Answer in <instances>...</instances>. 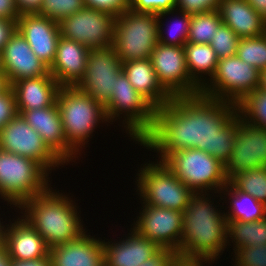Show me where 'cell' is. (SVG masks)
Returning a JSON list of instances; mask_svg holds the SVG:
<instances>
[{"label": "cell", "instance_id": "6da1fadb", "mask_svg": "<svg viewBox=\"0 0 266 266\" xmlns=\"http://www.w3.org/2000/svg\"><path fill=\"white\" fill-rule=\"evenodd\" d=\"M237 130L235 104L197 94L174 97L156 109L153 127L139 142L159 152L161 162L170 153L197 148L225 165Z\"/></svg>", "mask_w": 266, "mask_h": 266}, {"label": "cell", "instance_id": "7a4b0ae2", "mask_svg": "<svg viewBox=\"0 0 266 266\" xmlns=\"http://www.w3.org/2000/svg\"><path fill=\"white\" fill-rule=\"evenodd\" d=\"M204 195L207 194H194L183 212L182 238L177 251L181 262L211 264L229 244L224 212L222 215L216 210Z\"/></svg>", "mask_w": 266, "mask_h": 266}, {"label": "cell", "instance_id": "3957f363", "mask_svg": "<svg viewBox=\"0 0 266 266\" xmlns=\"http://www.w3.org/2000/svg\"><path fill=\"white\" fill-rule=\"evenodd\" d=\"M73 202L49 188L26 200L19 208L25 210L21 217L41 235L50 249L75 241L85 233Z\"/></svg>", "mask_w": 266, "mask_h": 266}, {"label": "cell", "instance_id": "277c9868", "mask_svg": "<svg viewBox=\"0 0 266 266\" xmlns=\"http://www.w3.org/2000/svg\"><path fill=\"white\" fill-rule=\"evenodd\" d=\"M56 104L67 140V162H70L77 157L81 146L89 142L88 137L97 123L109 121L105 108L76 86H61Z\"/></svg>", "mask_w": 266, "mask_h": 266}, {"label": "cell", "instance_id": "5b68a950", "mask_svg": "<svg viewBox=\"0 0 266 266\" xmlns=\"http://www.w3.org/2000/svg\"><path fill=\"white\" fill-rule=\"evenodd\" d=\"M48 172L36 160L0 149V197L19 207L50 188Z\"/></svg>", "mask_w": 266, "mask_h": 266}, {"label": "cell", "instance_id": "8992f818", "mask_svg": "<svg viewBox=\"0 0 266 266\" xmlns=\"http://www.w3.org/2000/svg\"><path fill=\"white\" fill-rule=\"evenodd\" d=\"M158 14L127 9L116 17L112 46L121 62L150 58L158 43Z\"/></svg>", "mask_w": 266, "mask_h": 266}, {"label": "cell", "instance_id": "52a82bcc", "mask_svg": "<svg viewBox=\"0 0 266 266\" xmlns=\"http://www.w3.org/2000/svg\"><path fill=\"white\" fill-rule=\"evenodd\" d=\"M162 162L195 194H207L208 190L218 193L229 182L224 164L197 148L170 153Z\"/></svg>", "mask_w": 266, "mask_h": 266}, {"label": "cell", "instance_id": "ba28073f", "mask_svg": "<svg viewBox=\"0 0 266 266\" xmlns=\"http://www.w3.org/2000/svg\"><path fill=\"white\" fill-rule=\"evenodd\" d=\"M139 170L137 188L143 204L184 212L195 194L163 162L148 163Z\"/></svg>", "mask_w": 266, "mask_h": 266}, {"label": "cell", "instance_id": "9c48e42d", "mask_svg": "<svg viewBox=\"0 0 266 266\" xmlns=\"http://www.w3.org/2000/svg\"><path fill=\"white\" fill-rule=\"evenodd\" d=\"M259 77L260 71L242 61L237 55L221 58L209 80L210 83H204L200 94L236 105L247 94L258 89Z\"/></svg>", "mask_w": 266, "mask_h": 266}, {"label": "cell", "instance_id": "30bf717a", "mask_svg": "<svg viewBox=\"0 0 266 266\" xmlns=\"http://www.w3.org/2000/svg\"><path fill=\"white\" fill-rule=\"evenodd\" d=\"M155 108L132 86L123 71L117 75L110 102L105 107L109 121L117 119L124 112L125 123L130 137L139 141L151 130L154 124ZM122 112V113H121Z\"/></svg>", "mask_w": 266, "mask_h": 266}, {"label": "cell", "instance_id": "8fae6325", "mask_svg": "<svg viewBox=\"0 0 266 266\" xmlns=\"http://www.w3.org/2000/svg\"><path fill=\"white\" fill-rule=\"evenodd\" d=\"M150 59L159 84L172 98L200 94L201 87L189 75L184 46L158 42Z\"/></svg>", "mask_w": 266, "mask_h": 266}, {"label": "cell", "instance_id": "7c38bea8", "mask_svg": "<svg viewBox=\"0 0 266 266\" xmlns=\"http://www.w3.org/2000/svg\"><path fill=\"white\" fill-rule=\"evenodd\" d=\"M121 71L122 62L112 45L90 49L85 74L76 87L105 108Z\"/></svg>", "mask_w": 266, "mask_h": 266}, {"label": "cell", "instance_id": "4fadbf2b", "mask_svg": "<svg viewBox=\"0 0 266 266\" xmlns=\"http://www.w3.org/2000/svg\"><path fill=\"white\" fill-rule=\"evenodd\" d=\"M115 19L112 14L85 6L59 23L60 34L88 49L111 46Z\"/></svg>", "mask_w": 266, "mask_h": 266}, {"label": "cell", "instance_id": "5bb4252c", "mask_svg": "<svg viewBox=\"0 0 266 266\" xmlns=\"http://www.w3.org/2000/svg\"><path fill=\"white\" fill-rule=\"evenodd\" d=\"M0 149L36 160L49 172L65 164L19 114L1 128Z\"/></svg>", "mask_w": 266, "mask_h": 266}, {"label": "cell", "instance_id": "9a60e30c", "mask_svg": "<svg viewBox=\"0 0 266 266\" xmlns=\"http://www.w3.org/2000/svg\"><path fill=\"white\" fill-rule=\"evenodd\" d=\"M266 167V128L254 125L238 114L233 151L224 165L228 181L237 173Z\"/></svg>", "mask_w": 266, "mask_h": 266}, {"label": "cell", "instance_id": "2e32d148", "mask_svg": "<svg viewBox=\"0 0 266 266\" xmlns=\"http://www.w3.org/2000/svg\"><path fill=\"white\" fill-rule=\"evenodd\" d=\"M142 207L132 229L161 248L177 252L182 238L183 212L146 204Z\"/></svg>", "mask_w": 266, "mask_h": 266}, {"label": "cell", "instance_id": "e0dca14e", "mask_svg": "<svg viewBox=\"0 0 266 266\" xmlns=\"http://www.w3.org/2000/svg\"><path fill=\"white\" fill-rule=\"evenodd\" d=\"M17 30L26 39L34 54L50 68L55 60L60 26L50 18L34 14H21Z\"/></svg>", "mask_w": 266, "mask_h": 266}, {"label": "cell", "instance_id": "ac0fdd59", "mask_svg": "<svg viewBox=\"0 0 266 266\" xmlns=\"http://www.w3.org/2000/svg\"><path fill=\"white\" fill-rule=\"evenodd\" d=\"M1 57L3 72L10 86L15 81L37 78L49 73V68L34 54L18 30L1 51Z\"/></svg>", "mask_w": 266, "mask_h": 266}, {"label": "cell", "instance_id": "d6986e66", "mask_svg": "<svg viewBox=\"0 0 266 266\" xmlns=\"http://www.w3.org/2000/svg\"><path fill=\"white\" fill-rule=\"evenodd\" d=\"M89 51L84 44L60 36L49 73L60 86H76L85 74Z\"/></svg>", "mask_w": 266, "mask_h": 266}, {"label": "cell", "instance_id": "ffe728a7", "mask_svg": "<svg viewBox=\"0 0 266 266\" xmlns=\"http://www.w3.org/2000/svg\"><path fill=\"white\" fill-rule=\"evenodd\" d=\"M6 226L4 247L12 261L35 260L49 255L44 239L23 217Z\"/></svg>", "mask_w": 266, "mask_h": 266}, {"label": "cell", "instance_id": "44dd1931", "mask_svg": "<svg viewBox=\"0 0 266 266\" xmlns=\"http://www.w3.org/2000/svg\"><path fill=\"white\" fill-rule=\"evenodd\" d=\"M130 232V236L118 243L105 242L104 239V262L107 266H138L161 249L155 241L141 236L134 229Z\"/></svg>", "mask_w": 266, "mask_h": 266}, {"label": "cell", "instance_id": "7402d4cb", "mask_svg": "<svg viewBox=\"0 0 266 266\" xmlns=\"http://www.w3.org/2000/svg\"><path fill=\"white\" fill-rule=\"evenodd\" d=\"M19 115L42 137L48 147L67 162V140L57 104L41 109L17 111Z\"/></svg>", "mask_w": 266, "mask_h": 266}, {"label": "cell", "instance_id": "603a6c76", "mask_svg": "<svg viewBox=\"0 0 266 266\" xmlns=\"http://www.w3.org/2000/svg\"><path fill=\"white\" fill-rule=\"evenodd\" d=\"M49 249L52 266H99L104 261L103 241L86 234Z\"/></svg>", "mask_w": 266, "mask_h": 266}, {"label": "cell", "instance_id": "cb8c5ba5", "mask_svg": "<svg viewBox=\"0 0 266 266\" xmlns=\"http://www.w3.org/2000/svg\"><path fill=\"white\" fill-rule=\"evenodd\" d=\"M11 87L15 93L17 111L55 106L61 88L50 73L37 78L15 81Z\"/></svg>", "mask_w": 266, "mask_h": 266}, {"label": "cell", "instance_id": "d4e9b609", "mask_svg": "<svg viewBox=\"0 0 266 266\" xmlns=\"http://www.w3.org/2000/svg\"><path fill=\"white\" fill-rule=\"evenodd\" d=\"M217 10L240 39L265 34L266 20L246 0H220Z\"/></svg>", "mask_w": 266, "mask_h": 266}, {"label": "cell", "instance_id": "484cf974", "mask_svg": "<svg viewBox=\"0 0 266 266\" xmlns=\"http://www.w3.org/2000/svg\"><path fill=\"white\" fill-rule=\"evenodd\" d=\"M122 71L138 93L155 109L172 99L159 84L150 58L123 62Z\"/></svg>", "mask_w": 266, "mask_h": 266}, {"label": "cell", "instance_id": "4316f807", "mask_svg": "<svg viewBox=\"0 0 266 266\" xmlns=\"http://www.w3.org/2000/svg\"><path fill=\"white\" fill-rule=\"evenodd\" d=\"M229 190V191H228ZM231 198L229 210L224 213L227 221L251 222L261 220L266 217V205L259 202L249 194L237 190L230 182L221 190L220 193ZM228 192V193H225ZM230 192V193H229Z\"/></svg>", "mask_w": 266, "mask_h": 266}, {"label": "cell", "instance_id": "83f0119b", "mask_svg": "<svg viewBox=\"0 0 266 266\" xmlns=\"http://www.w3.org/2000/svg\"><path fill=\"white\" fill-rule=\"evenodd\" d=\"M184 51L189 75L202 88L204 85L203 81L206 80L202 74H208L211 79L216 71L219 58L210 44L187 42L184 45Z\"/></svg>", "mask_w": 266, "mask_h": 266}, {"label": "cell", "instance_id": "f1b7e54d", "mask_svg": "<svg viewBox=\"0 0 266 266\" xmlns=\"http://www.w3.org/2000/svg\"><path fill=\"white\" fill-rule=\"evenodd\" d=\"M227 237L234 241V251L242 247L266 245V217L251 222L227 221Z\"/></svg>", "mask_w": 266, "mask_h": 266}, {"label": "cell", "instance_id": "f546056e", "mask_svg": "<svg viewBox=\"0 0 266 266\" xmlns=\"http://www.w3.org/2000/svg\"><path fill=\"white\" fill-rule=\"evenodd\" d=\"M222 23L218 10L191 14L188 42L209 44Z\"/></svg>", "mask_w": 266, "mask_h": 266}, {"label": "cell", "instance_id": "4dcf8cb0", "mask_svg": "<svg viewBox=\"0 0 266 266\" xmlns=\"http://www.w3.org/2000/svg\"><path fill=\"white\" fill-rule=\"evenodd\" d=\"M229 182L239 191L266 205V167L249 169L234 175Z\"/></svg>", "mask_w": 266, "mask_h": 266}, {"label": "cell", "instance_id": "1f68e13d", "mask_svg": "<svg viewBox=\"0 0 266 266\" xmlns=\"http://www.w3.org/2000/svg\"><path fill=\"white\" fill-rule=\"evenodd\" d=\"M238 114L246 121L266 128V91L256 89L236 104Z\"/></svg>", "mask_w": 266, "mask_h": 266}, {"label": "cell", "instance_id": "d6a6232c", "mask_svg": "<svg viewBox=\"0 0 266 266\" xmlns=\"http://www.w3.org/2000/svg\"><path fill=\"white\" fill-rule=\"evenodd\" d=\"M236 55L259 71L266 69V33L258 37L241 38Z\"/></svg>", "mask_w": 266, "mask_h": 266}, {"label": "cell", "instance_id": "836d02e7", "mask_svg": "<svg viewBox=\"0 0 266 266\" xmlns=\"http://www.w3.org/2000/svg\"><path fill=\"white\" fill-rule=\"evenodd\" d=\"M83 7H85L84 0H43L36 14L60 23Z\"/></svg>", "mask_w": 266, "mask_h": 266}, {"label": "cell", "instance_id": "e575fe53", "mask_svg": "<svg viewBox=\"0 0 266 266\" xmlns=\"http://www.w3.org/2000/svg\"><path fill=\"white\" fill-rule=\"evenodd\" d=\"M240 38L225 23H221L209 43L219 59L235 56Z\"/></svg>", "mask_w": 266, "mask_h": 266}, {"label": "cell", "instance_id": "d590c367", "mask_svg": "<svg viewBox=\"0 0 266 266\" xmlns=\"http://www.w3.org/2000/svg\"><path fill=\"white\" fill-rule=\"evenodd\" d=\"M181 13V19L175 20V33L174 29L170 30L169 36L164 37L163 34V28L161 20L158 19L159 24V36H158V42L165 44V45H171V46H184L188 42V33L190 29V20H191V14L186 13L184 11L179 10ZM179 20V21H178ZM178 21V22H177ZM177 22V23H176ZM171 27V26H170ZM174 27V26H173ZM169 31V29H168ZM173 32V33H172ZM172 34V35H171ZM169 37V38H168Z\"/></svg>", "mask_w": 266, "mask_h": 266}, {"label": "cell", "instance_id": "8d00e7d4", "mask_svg": "<svg viewBox=\"0 0 266 266\" xmlns=\"http://www.w3.org/2000/svg\"><path fill=\"white\" fill-rule=\"evenodd\" d=\"M176 5L177 0H129V9L136 12L158 14V19L175 13L178 10Z\"/></svg>", "mask_w": 266, "mask_h": 266}, {"label": "cell", "instance_id": "74e56055", "mask_svg": "<svg viewBox=\"0 0 266 266\" xmlns=\"http://www.w3.org/2000/svg\"><path fill=\"white\" fill-rule=\"evenodd\" d=\"M234 253L235 266H266V245L242 247Z\"/></svg>", "mask_w": 266, "mask_h": 266}, {"label": "cell", "instance_id": "f35d334b", "mask_svg": "<svg viewBox=\"0 0 266 266\" xmlns=\"http://www.w3.org/2000/svg\"><path fill=\"white\" fill-rule=\"evenodd\" d=\"M18 114L15 93L10 86L0 94V130Z\"/></svg>", "mask_w": 266, "mask_h": 266}, {"label": "cell", "instance_id": "ab89813d", "mask_svg": "<svg viewBox=\"0 0 266 266\" xmlns=\"http://www.w3.org/2000/svg\"><path fill=\"white\" fill-rule=\"evenodd\" d=\"M85 6L114 15L115 17L129 9V0H84Z\"/></svg>", "mask_w": 266, "mask_h": 266}, {"label": "cell", "instance_id": "60d3db41", "mask_svg": "<svg viewBox=\"0 0 266 266\" xmlns=\"http://www.w3.org/2000/svg\"><path fill=\"white\" fill-rule=\"evenodd\" d=\"M220 0H177L176 7L186 13L209 12L218 8Z\"/></svg>", "mask_w": 266, "mask_h": 266}, {"label": "cell", "instance_id": "b9f144b4", "mask_svg": "<svg viewBox=\"0 0 266 266\" xmlns=\"http://www.w3.org/2000/svg\"><path fill=\"white\" fill-rule=\"evenodd\" d=\"M180 262L174 249L161 248L155 255L138 266H177Z\"/></svg>", "mask_w": 266, "mask_h": 266}, {"label": "cell", "instance_id": "7bdbcfd3", "mask_svg": "<svg viewBox=\"0 0 266 266\" xmlns=\"http://www.w3.org/2000/svg\"><path fill=\"white\" fill-rule=\"evenodd\" d=\"M17 30V21L0 18V51L4 49L10 37Z\"/></svg>", "mask_w": 266, "mask_h": 266}, {"label": "cell", "instance_id": "ee69618b", "mask_svg": "<svg viewBox=\"0 0 266 266\" xmlns=\"http://www.w3.org/2000/svg\"><path fill=\"white\" fill-rule=\"evenodd\" d=\"M20 15L15 0H0V18L17 21Z\"/></svg>", "mask_w": 266, "mask_h": 266}, {"label": "cell", "instance_id": "f6af8a7d", "mask_svg": "<svg viewBox=\"0 0 266 266\" xmlns=\"http://www.w3.org/2000/svg\"><path fill=\"white\" fill-rule=\"evenodd\" d=\"M20 14L37 13L42 5L43 0H15Z\"/></svg>", "mask_w": 266, "mask_h": 266}, {"label": "cell", "instance_id": "bcb514c9", "mask_svg": "<svg viewBox=\"0 0 266 266\" xmlns=\"http://www.w3.org/2000/svg\"><path fill=\"white\" fill-rule=\"evenodd\" d=\"M12 266H52L51 258L48 255L45 258L28 260V261H12Z\"/></svg>", "mask_w": 266, "mask_h": 266}, {"label": "cell", "instance_id": "7dc6e473", "mask_svg": "<svg viewBox=\"0 0 266 266\" xmlns=\"http://www.w3.org/2000/svg\"><path fill=\"white\" fill-rule=\"evenodd\" d=\"M266 20V0H246Z\"/></svg>", "mask_w": 266, "mask_h": 266}, {"label": "cell", "instance_id": "c3c4849f", "mask_svg": "<svg viewBox=\"0 0 266 266\" xmlns=\"http://www.w3.org/2000/svg\"><path fill=\"white\" fill-rule=\"evenodd\" d=\"M0 266H12V259L5 249L0 253Z\"/></svg>", "mask_w": 266, "mask_h": 266}, {"label": "cell", "instance_id": "681fc988", "mask_svg": "<svg viewBox=\"0 0 266 266\" xmlns=\"http://www.w3.org/2000/svg\"><path fill=\"white\" fill-rule=\"evenodd\" d=\"M10 87L8 79L3 71H0V94Z\"/></svg>", "mask_w": 266, "mask_h": 266}, {"label": "cell", "instance_id": "f907efd6", "mask_svg": "<svg viewBox=\"0 0 266 266\" xmlns=\"http://www.w3.org/2000/svg\"><path fill=\"white\" fill-rule=\"evenodd\" d=\"M258 89L266 91V69L260 71Z\"/></svg>", "mask_w": 266, "mask_h": 266}, {"label": "cell", "instance_id": "816d5d0a", "mask_svg": "<svg viewBox=\"0 0 266 266\" xmlns=\"http://www.w3.org/2000/svg\"><path fill=\"white\" fill-rule=\"evenodd\" d=\"M5 228L4 225L0 221V246H4V239H5Z\"/></svg>", "mask_w": 266, "mask_h": 266}, {"label": "cell", "instance_id": "f5cc1de1", "mask_svg": "<svg viewBox=\"0 0 266 266\" xmlns=\"http://www.w3.org/2000/svg\"><path fill=\"white\" fill-rule=\"evenodd\" d=\"M177 266H203L202 262H180Z\"/></svg>", "mask_w": 266, "mask_h": 266}, {"label": "cell", "instance_id": "db71d44e", "mask_svg": "<svg viewBox=\"0 0 266 266\" xmlns=\"http://www.w3.org/2000/svg\"><path fill=\"white\" fill-rule=\"evenodd\" d=\"M0 71H3V68H2V57H1V51H0Z\"/></svg>", "mask_w": 266, "mask_h": 266}, {"label": "cell", "instance_id": "11a10c76", "mask_svg": "<svg viewBox=\"0 0 266 266\" xmlns=\"http://www.w3.org/2000/svg\"><path fill=\"white\" fill-rule=\"evenodd\" d=\"M5 249L4 246H0V253Z\"/></svg>", "mask_w": 266, "mask_h": 266}, {"label": "cell", "instance_id": "9f6ffc18", "mask_svg": "<svg viewBox=\"0 0 266 266\" xmlns=\"http://www.w3.org/2000/svg\"><path fill=\"white\" fill-rule=\"evenodd\" d=\"M99 266H107V265H106L105 262L103 261V263H101Z\"/></svg>", "mask_w": 266, "mask_h": 266}]
</instances>
